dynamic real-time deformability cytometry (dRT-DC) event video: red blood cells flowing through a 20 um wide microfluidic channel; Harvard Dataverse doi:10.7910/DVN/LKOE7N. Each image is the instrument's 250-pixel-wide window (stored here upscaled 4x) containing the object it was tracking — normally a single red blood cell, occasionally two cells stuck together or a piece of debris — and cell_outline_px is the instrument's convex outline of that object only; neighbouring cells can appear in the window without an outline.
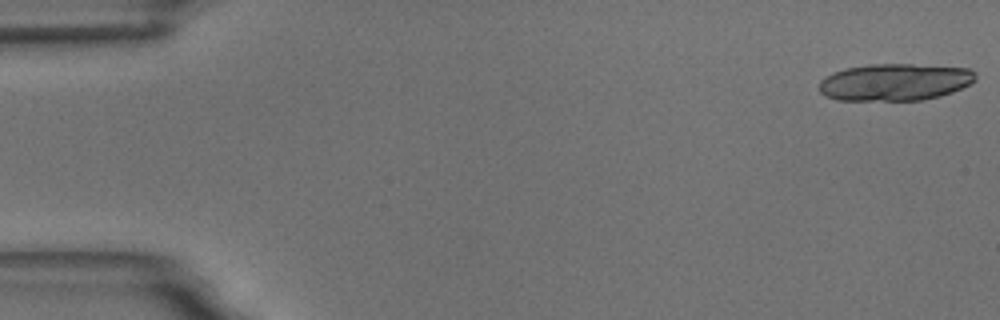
{"species": "common noctule bat (a hibernating species)", "species_latin": "Nyctalus noctula", "temperature_condition": "room temperature", "stored_images_in_passage": 19, "camera_frame_rate_fps": 3000, "um_per_image_px": 0.085, "animal": {"sex": "male", "body_mass_g": 18.8}, "frame": {"image": 1, "passage_image": 1, "time_ms": 0.0, "image_size_px": [1000, 320], "cell_outline_px": [[976, 80], [952, 92], [940, 96], [920, 100], [836, 100], [824, 96], [820, 92], [820, 80], [832, 72], [844, 68], [868, 64], [912, 64], [968, 68], [976, 72]], "centroid_in_image_um": [76.03, 6.97], "position_along_channel_um": 9.0, "area_um2": 33.93}}